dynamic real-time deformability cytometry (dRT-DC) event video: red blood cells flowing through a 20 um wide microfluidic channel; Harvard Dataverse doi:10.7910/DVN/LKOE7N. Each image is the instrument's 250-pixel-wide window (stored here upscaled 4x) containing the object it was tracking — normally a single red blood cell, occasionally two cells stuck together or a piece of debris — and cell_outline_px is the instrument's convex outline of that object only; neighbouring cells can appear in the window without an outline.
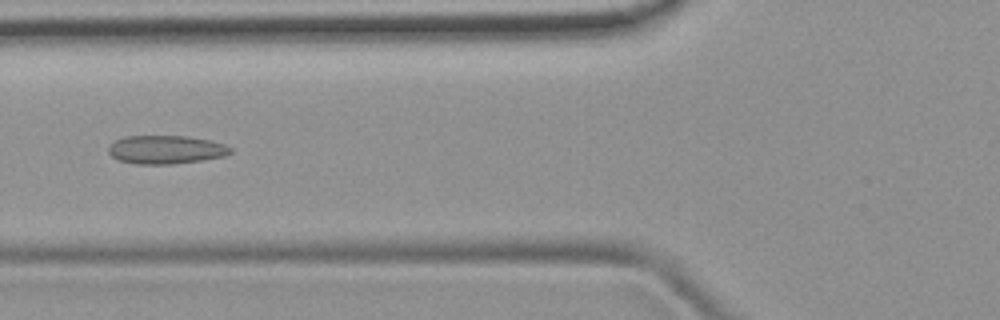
{"species": "common noctule bat (a hibernating species)", "species_latin": "Nyctalus noctula", "temperature_condition": "room temperature", "stored_images_in_passage": 46, "camera_frame_rate_fps": 3000, "um_per_image_px": 0.085, "animal": {"sex": "female", "body_mass_g": 19.9}, "frame": {"image": 1, "passage_image": 16, "time_ms": 5.0, "image_size_px": [1000, 320], "cell_outline_px": [[232, 152], [224, 156], [200, 160], [172, 164], [136, 164], [120, 160], [112, 156], [108, 152], [108, 148], [116, 140], [124, 136], [188, 136], [208, 140], [224, 144], [232, 148]], "centroid_in_image_um": [14.1, 12.71], "position_along_channel_um": 111.7, "area_um2": 20.06}}
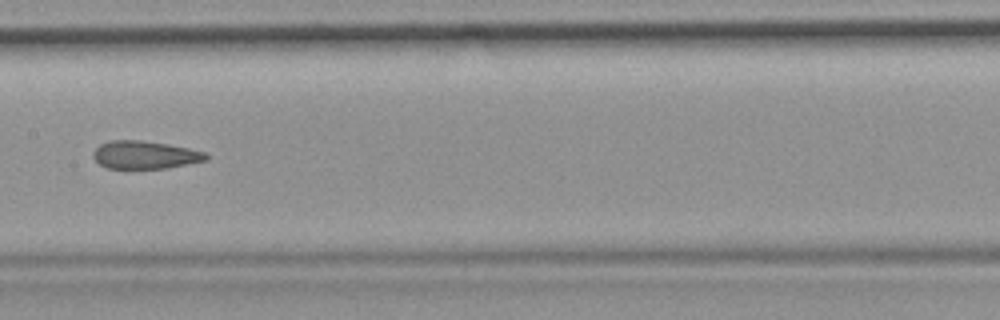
{"frame": {"image": 2, "passage_image": 22, "time_ms": 7.0, "image_size_px": [1000, 320], "cell_outline_px": [[208, 160], [168, 168], [108, 168], [100, 164], [92, 156], [92, 152], [100, 144], [112, 140], [136, 140], [168, 144], [188, 148], [204, 152], [208, 156]], "centroid_in_image_um": [12.32, 13.17], "position_along_channel_um": 195.1, "area_um2": 18.21}}
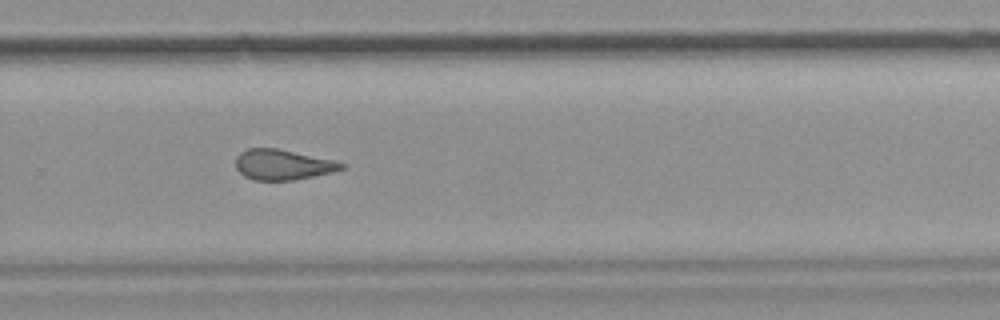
{"frame": {"image": 3, "passage_image": 30, "time_ms": 9.667, "image_size_px": [1000, 320], "cell_outline_px": [[344, 168], [332, 172], [292, 180], [252, 180], [244, 176], [236, 168], [236, 156], [240, 152], [248, 148], [276, 148], [332, 160], [344, 164]], "centroid_in_image_um": [23.97, 14.0], "position_along_channel_um": 305.8, "area_um2": 18.44}}